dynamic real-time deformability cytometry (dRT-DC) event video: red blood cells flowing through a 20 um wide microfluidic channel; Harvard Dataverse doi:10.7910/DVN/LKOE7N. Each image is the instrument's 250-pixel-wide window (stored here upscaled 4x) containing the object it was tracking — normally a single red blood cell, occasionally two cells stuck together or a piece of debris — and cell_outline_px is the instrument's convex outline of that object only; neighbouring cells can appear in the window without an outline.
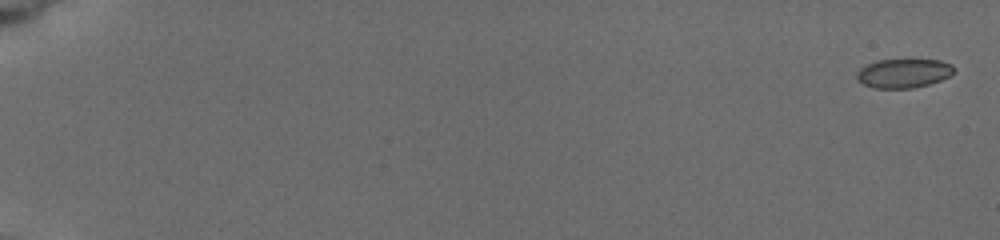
{"species": "common noctule bat (a hibernating species)", "species_latin": "Nyctalus noctula", "temperature_condition": "cold", "stored_images_in_passage": 8, "camera_frame_rate_fps": 3000, "um_per_image_px": 0.085, "animal": {"sex": "female", "body_mass_g": 19.5, "forearm_length_mm": 54.1}, "frame": {"image": 1, "passage_image": 1, "time_ms": 0.0, "image_size_px": [1000, 240], "cell_outline_px": [[952, 72], [948, 76], [940, 80], [928, 84], [912, 88], [872, 88], [864, 84], [856, 76], [856, 72], [860, 68], [876, 60], [940, 60], [952, 64]], "centroid_in_image_um": [76.77, 6.22], "position_along_channel_um": 8.2, "area_um2": 16.18}}
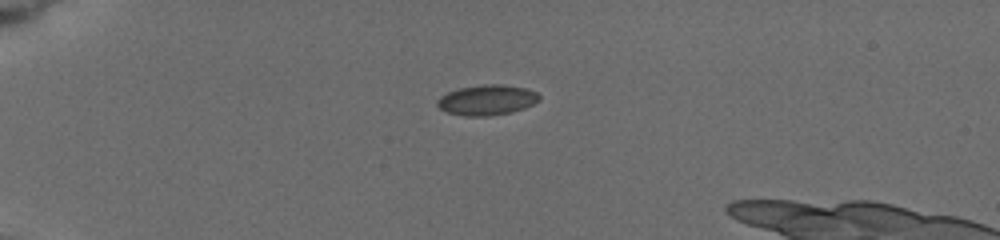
{"frame": {"image": 2, "passage_image": 6, "time_ms": 5.0, "image_size_px": [1000, 240], "cell_outline_px": [[540, 100], [524, 108], [512, 112], [488, 116], [464, 116], [448, 112], [440, 108], [436, 104], [436, 100], [440, 96], [448, 92], [460, 88], [484, 84], [500, 84], [524, 88], [536, 92], [540, 96]], "centroid_in_image_um": [41.38, 8.5], "position_along_channel_um": 43.6, "area_um2": 17.92}}
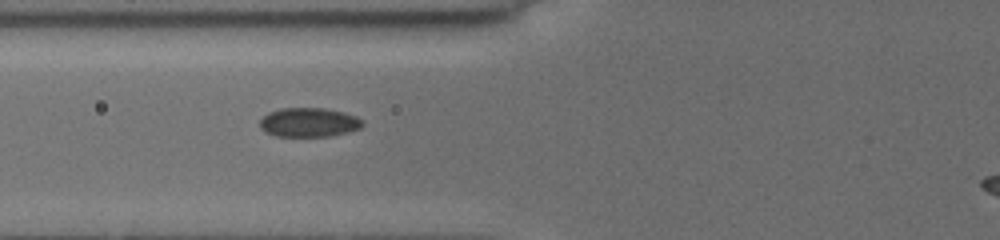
{"frame": {"image": 3, "passage_image": 8, "time_ms": 7.667, "image_size_px": [1000, 240], "cell_outline_px": [[364, 124], [360, 128], [348, 132], [328, 136], [276, 136], [264, 132], [260, 128], [260, 120], [268, 112], [280, 108], [324, 108], [344, 112], [356, 116], [364, 120]], "centroid_in_image_um": [26.26, 10.39], "position_along_channel_um": 99.5, "area_um2": 17.57}}